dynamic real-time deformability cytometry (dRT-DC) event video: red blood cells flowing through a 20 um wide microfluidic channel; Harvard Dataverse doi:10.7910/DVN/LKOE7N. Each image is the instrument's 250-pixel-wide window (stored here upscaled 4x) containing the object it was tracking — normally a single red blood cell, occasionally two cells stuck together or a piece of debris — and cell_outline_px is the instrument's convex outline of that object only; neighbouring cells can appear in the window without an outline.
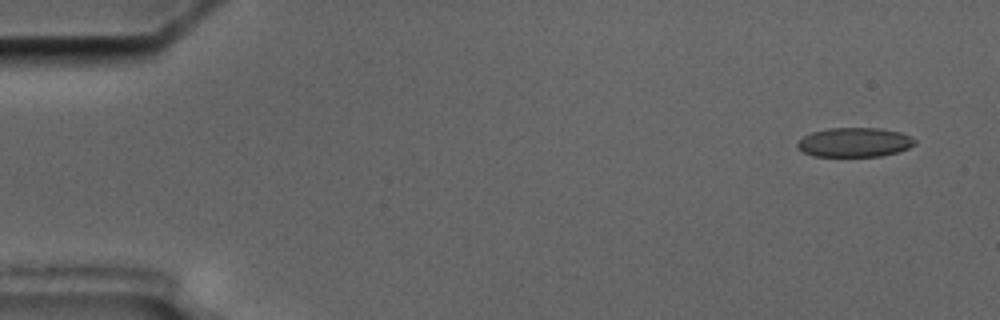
{"species": "common noctule bat (a hibernating species)", "species_latin": "Nyctalus noctula", "temperature_condition": "cold", "stored_images_in_passage": 6, "segment_of_instrument_passage": [2, 2], "camera_frame_rate_fps": 3000, "um_per_image_px": 0.085, "animal": {"sex": "male", "body_mass_g": 17.5, "forearm_length_mm": 52.3}, "frame": {"image": 1, "passage_image": 6, "time_ms": 7.0, "image_size_px": [1000, 320], "cell_outline_px": [[916, 144], [908, 148], [896, 152], [880, 156], [812, 156], [796, 148], [796, 144], [804, 136], [812, 132], [828, 128], [880, 128], [900, 132], [912, 136], [916, 140]], "centroid_in_image_um": [72.64, 12.09], "position_along_channel_um": 12.4, "area_um2": 20.11}}